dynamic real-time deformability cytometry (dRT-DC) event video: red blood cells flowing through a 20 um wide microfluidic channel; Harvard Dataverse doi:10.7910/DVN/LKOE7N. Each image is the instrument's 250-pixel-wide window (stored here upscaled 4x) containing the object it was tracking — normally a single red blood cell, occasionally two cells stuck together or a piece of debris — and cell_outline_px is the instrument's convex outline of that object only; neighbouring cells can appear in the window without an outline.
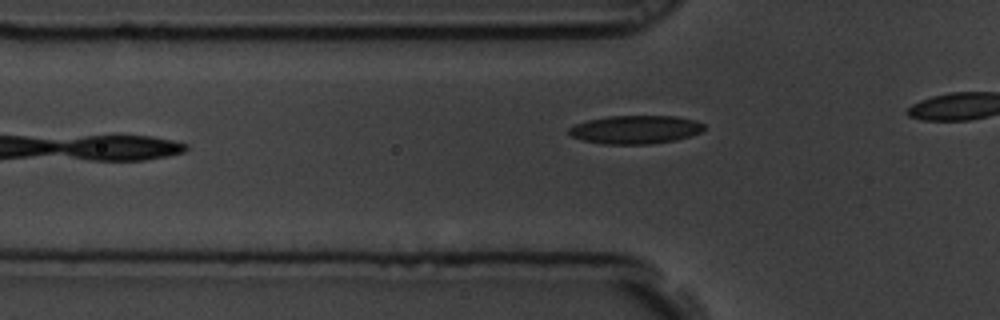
{"species": "common noctule bat (a hibernating species)", "species_latin": "Nyctalus noctula", "temperature_condition": "room temperature", "stored_images_in_passage": 5, "camera_frame_rate_fps": 3000, "um_per_image_px": 0.085, "animal": {"sex": "male", "body_mass_g": 19.5, "forearm_length_mm": 54.6}, "frame": {"image": 1, "passage_image": 5, "time_ms": 1.333, "image_size_px": [1000, 320], "cell_outline_px": [[704, 128], [700, 132], [676, 140], [648, 144], [604, 144], [584, 140], [572, 136], [568, 132], [568, 128], [576, 124], [588, 120], [608, 116], [676, 116], [696, 120], [704, 124]], "centroid_in_image_um": [54.02, 11.01], "position_along_channel_um": 71.8, "area_um2": 22.2}}